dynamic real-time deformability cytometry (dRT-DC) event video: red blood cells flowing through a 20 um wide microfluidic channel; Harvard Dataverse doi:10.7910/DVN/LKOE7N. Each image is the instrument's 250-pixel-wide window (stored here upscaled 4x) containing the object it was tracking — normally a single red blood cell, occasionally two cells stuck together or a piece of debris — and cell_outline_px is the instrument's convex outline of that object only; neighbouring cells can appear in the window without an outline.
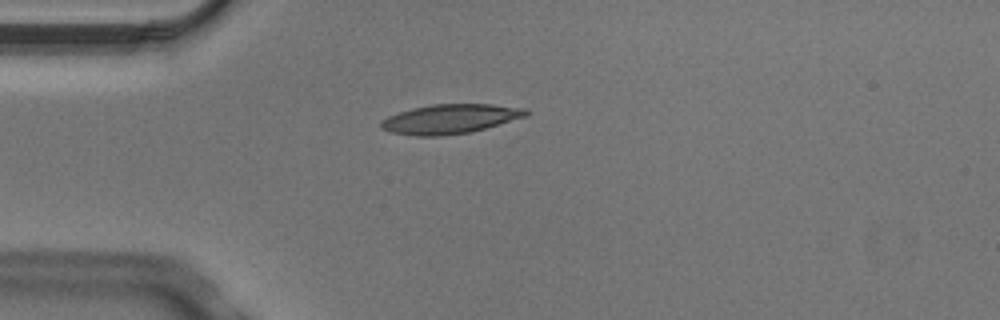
{"species": "Egyptian fruit bat (a non-hibernating species)", "species_latin": "Rousettus aegyptiacus", "temperature_condition": "cold", "stored_images_in_passage": 1, "camera_frame_rate_fps": 3000, "um_per_image_px": 0.085, "animal": {"sex": "male"}, "frame": {"image": 1, "passage_image": 1, "time_ms": 0.0, "image_size_px": [1000, 320], "cell_outline_px": [[532, 112], [528, 116], [484, 128], [468, 132], [440, 136], [416, 136], [392, 132], [380, 128], [380, 120], [388, 116], [412, 108], [432, 104], [492, 104], [524, 108]], "centroid_in_image_um": [38.26, 10.1], "position_along_channel_um": 46.7, "area_um2": 24.8}}